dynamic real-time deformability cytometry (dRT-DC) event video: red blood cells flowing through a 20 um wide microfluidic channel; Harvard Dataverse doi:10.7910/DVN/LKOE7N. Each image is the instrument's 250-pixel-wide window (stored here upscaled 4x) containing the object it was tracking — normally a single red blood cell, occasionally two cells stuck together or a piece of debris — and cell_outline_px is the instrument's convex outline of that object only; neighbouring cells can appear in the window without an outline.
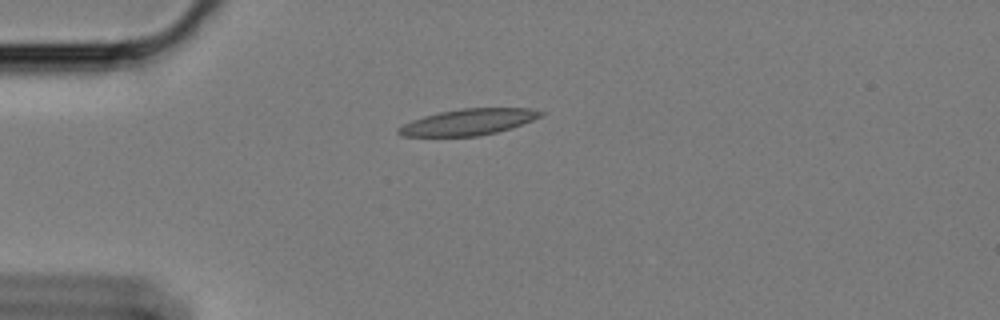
{"species": "Egyptian fruit bat (a non-hibernating species)", "species_latin": "Rousettus aegyptiacus", "temperature_condition": "cold", "stored_images_in_passage": 45, "camera_frame_rate_fps": 3000, "um_per_image_px": 0.085, "animal": {"sex": "female"}, "frame": {"image": 1, "passage_image": 1, "time_ms": 0.0, "image_size_px": [1000, 320], "cell_outline_px": [[548, 112], [532, 120], [496, 132], [476, 136], [400, 136], [396, 132], [396, 128], [412, 120], [424, 116], [440, 112], [460, 108], [528, 108]], "centroid_in_image_um": [39.77, 10.36], "position_along_channel_um": 45.2, "area_um2": 21.5}}
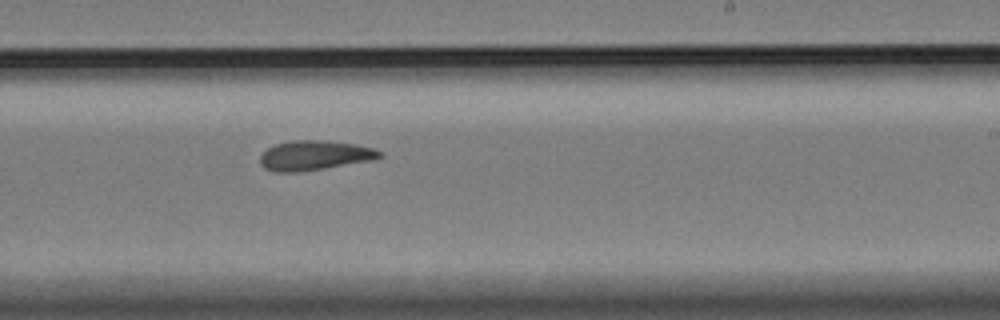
{"frame": {"image": 2, "passage_image": 22, "time_ms": 7.0, "image_size_px": [1000, 320], "cell_outline_px": [[384, 156], [376, 160], [324, 168], [296, 172], [272, 172], [264, 168], [260, 164], [260, 156], [268, 148], [276, 144], [292, 140], [320, 140], [352, 144], [372, 148], [384, 152]], "centroid_in_image_um": [26.75, 13.22], "position_along_channel_um": 262.2, "area_um2": 20.69}}
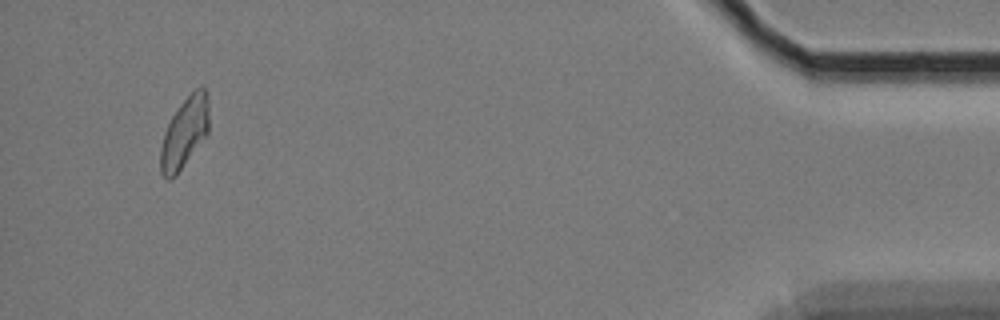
{"frame": {"image": 3, "passage_image": 42, "time_ms": 13.667, "image_size_px": [1000, 320], "cell_outline_px": [[208, 136], [176, 176], [172, 180], [168, 180], [160, 172], [160, 148], [164, 132], [172, 116], [180, 104], [200, 84], [204, 84], [208, 92]], "centroid_in_image_um": [15.71, 11.29], "position_along_channel_um": 419.5, "area_um2": 20.46}, "authors_computed_cell_mechanics": {"area_um2": 20.2878, "velocity_mm_per_s": 3.3962, "shape_relaxation_time_tau1_ms": null, "shape_relaxation_time_tau2_ms": 3.651, "deformation_change_tau1": null, "deformation_change_tau2": 0.1121}}